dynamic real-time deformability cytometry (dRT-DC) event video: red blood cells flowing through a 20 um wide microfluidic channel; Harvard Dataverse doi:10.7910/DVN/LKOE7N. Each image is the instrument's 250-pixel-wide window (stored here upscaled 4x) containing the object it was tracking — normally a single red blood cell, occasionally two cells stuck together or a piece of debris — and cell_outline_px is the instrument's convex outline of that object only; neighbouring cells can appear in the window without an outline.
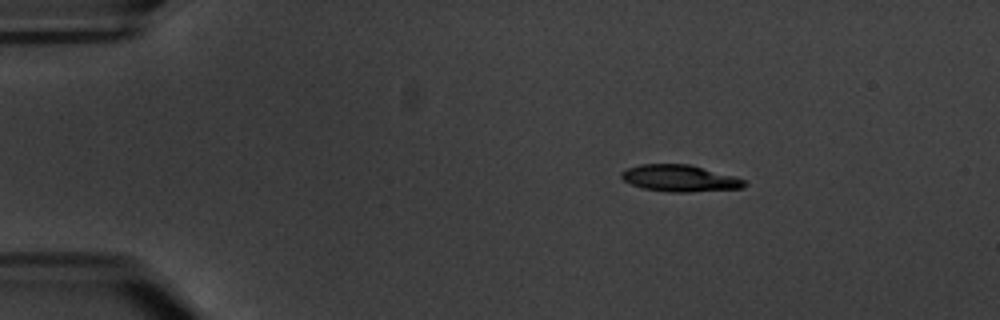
{"species": "common noctule bat (a hibernating species)", "species_latin": "Nyctalus noctula", "temperature_condition": "warm", "stored_images_in_passage": 13, "camera_frame_rate_fps": 3000, "um_per_image_px": 0.085, "animal": {"sex": "male", "body_mass_g": 20.1, "forearm_length_mm": 53.5}, "frame": {"image": 1, "passage_image": 1, "time_ms": 0.0, "image_size_px": [1000, 320], "cell_outline_px": [[748, 184], [744, 188], [688, 192], [668, 192], [644, 188], [632, 184], [624, 180], [620, 176], [620, 172], [628, 168], [640, 164], [688, 164], [736, 176], [744, 180]], "centroid_in_image_um": [57.81, 15.15], "position_along_channel_um": 27.2, "area_um2": 19.13}}
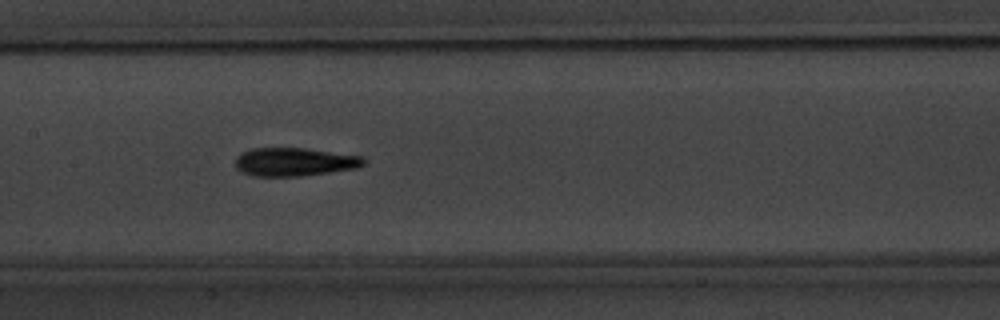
{"frame": {"image": 2, "passage_image": 6, "time_ms": 6.667, "image_size_px": [1000, 320], "cell_outline_px": [[364, 164], [356, 168], [300, 176], [256, 176], [244, 172], [236, 168], [236, 156], [240, 152], [252, 148], [304, 148], [364, 156]], "centroid_in_image_um": [25.01, 13.75], "position_along_channel_um": 182.4, "area_um2": 21.1}}
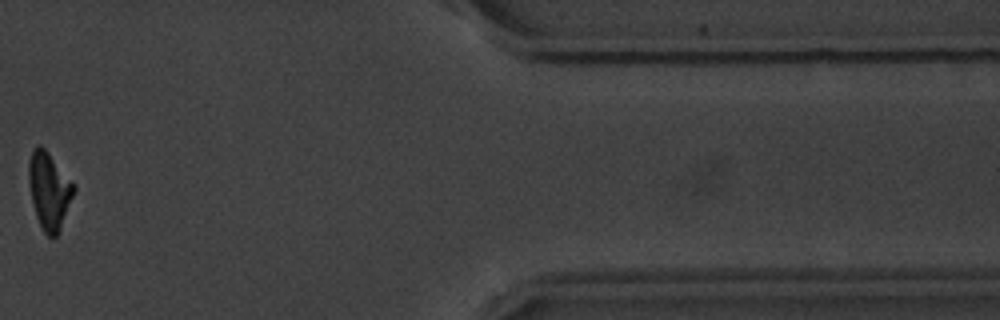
{"frame": {"image": 3, "passage_image": 12, "time_ms": 14.667, "image_size_px": [1000, 320], "cell_outline_px": [[76, 188], [60, 228], [56, 236], [48, 236], [44, 232], [36, 216], [32, 204], [28, 180], [28, 160], [32, 148], [36, 144], [40, 144], [48, 152], [76, 184]], "centroid_in_image_um": [4.16, 16.13], "position_along_channel_um": 407.2, "area_um2": 20.35}, "authors_computed_cell_mechanics": {"area_um2": 20.6346, "velocity_mm_per_s": 3.3715, "shape_relaxation_time_tau1_ms": 3.1007, "shape_relaxation_time_tau2_ms": 3.4193, "deformation_change_tau1": 0.1346, "deformation_change_tau2": 0.1004}}